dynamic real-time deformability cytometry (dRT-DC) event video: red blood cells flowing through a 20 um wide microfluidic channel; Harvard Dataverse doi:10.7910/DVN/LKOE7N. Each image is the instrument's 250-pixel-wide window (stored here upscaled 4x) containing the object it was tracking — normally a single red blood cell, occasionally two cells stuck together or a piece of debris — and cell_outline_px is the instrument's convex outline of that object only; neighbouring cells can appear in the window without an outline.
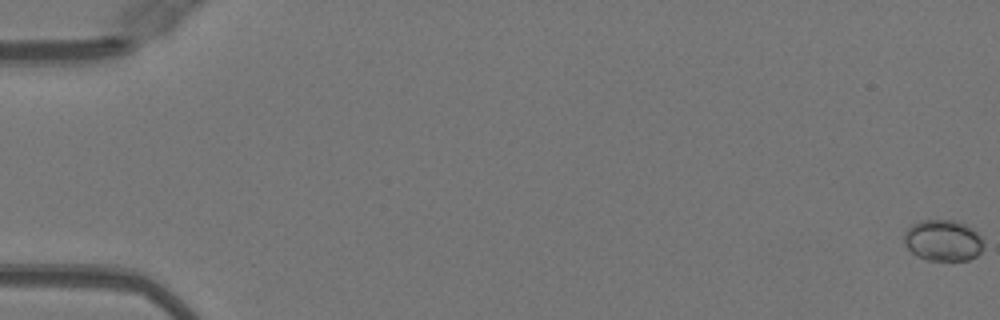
{"species": "Egyptian fruit bat (a non-hibernating species)", "species_latin": "Rousettus aegyptiacus", "temperature_condition": "warm", "stored_images_in_passage": 11, "camera_frame_rate_fps": 3000, "um_per_image_px": 0.085, "animal": {"sex": "female"}, "frame": {"image": 1, "passage_image": 1, "time_ms": 0.0, "image_size_px": [1000, 320], "cell_outline_px": [[984, 244], [980, 252], [976, 256], [968, 260], [928, 260], [916, 256], [904, 244], [904, 232], [912, 224], [920, 220], [952, 220], [964, 224], [972, 228], [984, 240]], "centroid_in_image_um": [80.15, 20.44], "position_along_channel_um": 4.9, "area_um2": 19.13}}